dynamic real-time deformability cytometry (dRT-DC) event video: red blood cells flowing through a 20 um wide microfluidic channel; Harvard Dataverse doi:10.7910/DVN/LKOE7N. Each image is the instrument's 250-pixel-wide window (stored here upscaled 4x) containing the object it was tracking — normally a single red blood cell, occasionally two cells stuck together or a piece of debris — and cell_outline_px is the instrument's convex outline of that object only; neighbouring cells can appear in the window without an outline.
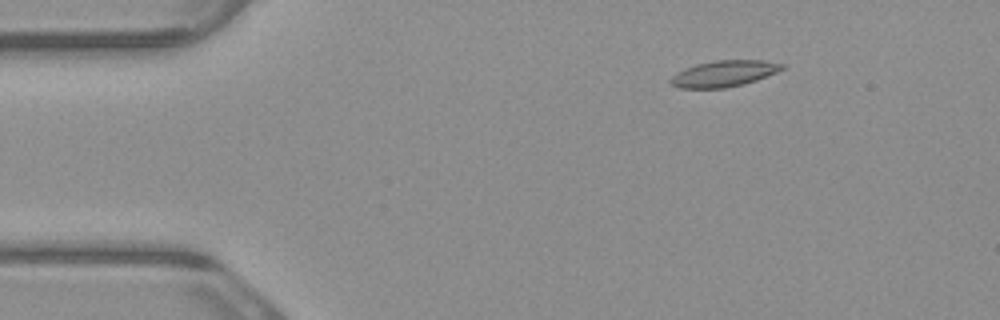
{"species": "common noctule bat (a hibernating species)", "species_latin": "Nyctalus noctula", "temperature_condition": "warm", "stored_images_in_passage": 5, "camera_frame_rate_fps": 3000, "um_per_image_px": 0.085, "animal": {"sex": "male", "body_mass_g": 23.1, "forearm_length_mm": 52.7}, "frame": {"image": 1, "passage_image": 2, "time_ms": 0.333, "image_size_px": [1000, 320], "cell_outline_px": [[784, 68], [776, 72], [756, 80], [744, 84], [724, 88], [680, 88], [672, 84], [668, 80], [676, 72], [696, 64], [716, 60], [764, 60], [784, 64]], "centroid_in_image_um": [61.52, 6.25], "position_along_channel_um": 23.5, "area_um2": 16.94}}
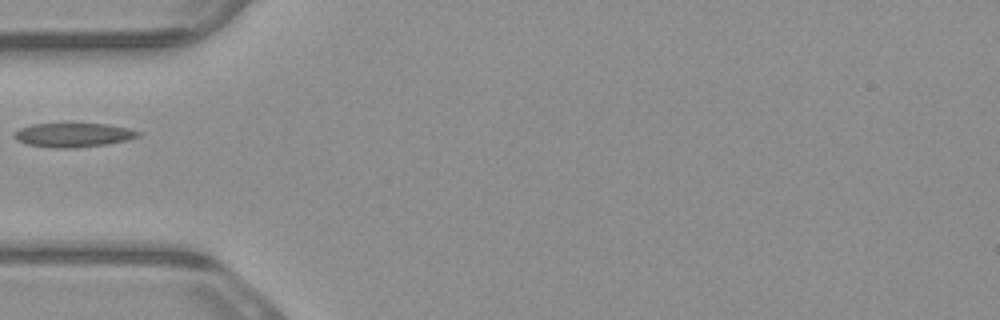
{"frame": {"image": 2, "passage_image": 4, "time_ms": 1.0, "image_size_px": [1000, 320], "cell_outline_px": [[140, 136], [128, 140], [108, 144], [72, 148], [56, 148], [24, 144], [16, 140], [12, 136], [12, 132], [20, 128], [32, 124], [64, 120], [72, 120], [108, 124], [128, 128], [140, 132]], "centroid_in_image_um": [6.17, 11.41], "position_along_channel_um": 78.8, "area_um2": 18.73}}
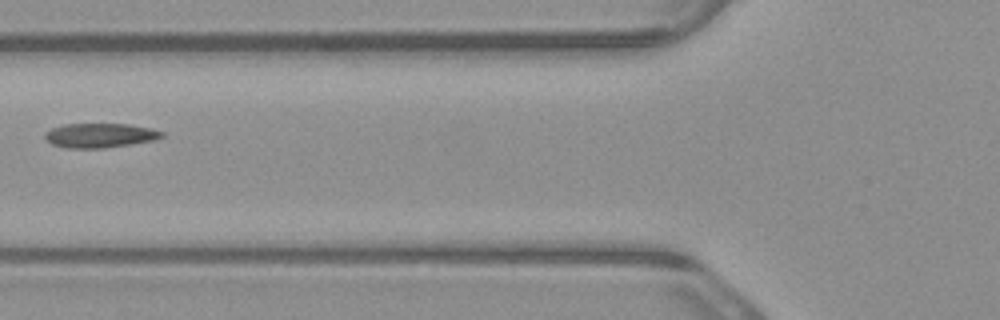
{"frame": {"image": 3, "passage_image": 5, "time_ms": 1.333, "image_size_px": [1000, 320], "cell_outline_px": [[164, 136], [152, 140], [104, 148], [64, 148], [52, 144], [44, 136], [44, 132], [52, 128], [64, 124], [128, 124], [152, 128], [164, 132]], "centroid_in_image_um": [8.47, 11.5], "position_along_channel_um": 117.3, "area_um2": 16.53}}